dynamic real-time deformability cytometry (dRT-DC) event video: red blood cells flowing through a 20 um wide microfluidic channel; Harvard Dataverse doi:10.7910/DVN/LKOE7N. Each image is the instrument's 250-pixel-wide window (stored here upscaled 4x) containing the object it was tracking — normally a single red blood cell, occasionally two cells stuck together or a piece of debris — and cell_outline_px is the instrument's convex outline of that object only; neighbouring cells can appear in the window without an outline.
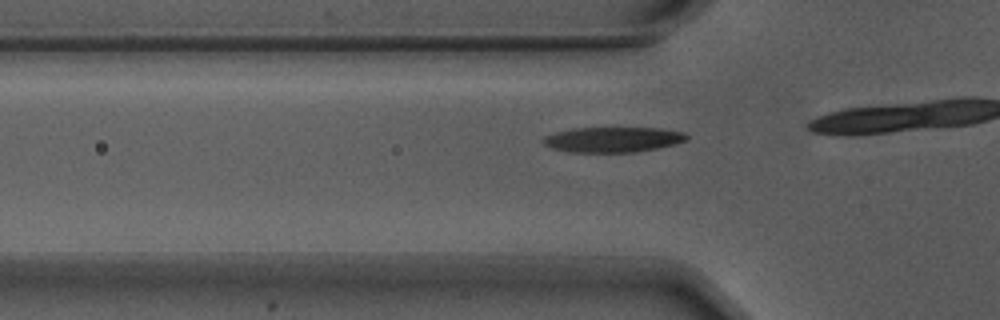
{"species": "Egyptian fruit bat (a non-hibernating species)", "species_latin": "Rousettus aegyptiacus", "temperature_condition": "warm", "stored_images_in_passage": 17, "camera_frame_rate_fps": 3000, "um_per_image_px": 0.085, "animal": {"sex": "male"}, "frame": {"image": 1, "passage_image": 14, "time_ms": 4.333, "image_size_px": [1000, 320], "cell_outline_px": [[688, 140], [676, 144], [656, 148], [632, 152], [568, 152], [552, 148], [544, 144], [540, 140], [544, 136], [556, 132], [572, 128], [660, 128], [684, 132], [688, 136]], "centroid_in_image_um": [52.08, 11.86], "position_along_channel_um": 73.7, "area_um2": 21.15}}